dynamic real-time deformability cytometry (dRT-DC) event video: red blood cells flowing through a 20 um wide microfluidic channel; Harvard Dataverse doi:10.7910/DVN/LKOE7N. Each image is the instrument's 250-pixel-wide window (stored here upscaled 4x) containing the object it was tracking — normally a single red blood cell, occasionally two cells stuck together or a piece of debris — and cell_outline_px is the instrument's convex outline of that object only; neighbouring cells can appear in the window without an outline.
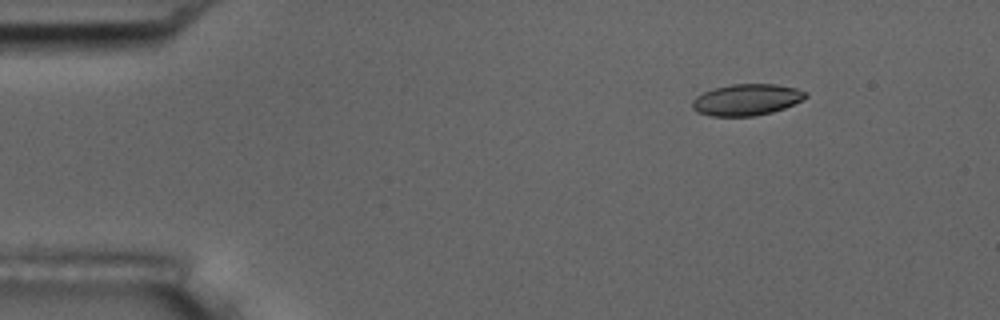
{"species": "common noctule bat (a hibernating species)", "species_latin": "Nyctalus noctula", "temperature_condition": "room temperature", "stored_images_in_passage": 4, "camera_frame_rate_fps": 3000, "um_per_image_px": 0.085, "animal": {"sex": "male", "body_mass_g": 17.5, "forearm_length_mm": 52.3}, "frame": {"image": 1, "passage_image": 2, "time_ms": 2.0, "image_size_px": [1000, 320], "cell_outline_px": [[808, 96], [804, 100], [784, 108], [772, 112], [756, 116], [708, 116], [696, 112], [692, 108], [692, 100], [696, 96], [704, 92], [716, 88], [732, 84], [776, 84], [796, 88], [808, 92]], "centroid_in_image_um": [63.48, 8.48], "position_along_channel_um": 21.5, "area_um2": 20.92}}